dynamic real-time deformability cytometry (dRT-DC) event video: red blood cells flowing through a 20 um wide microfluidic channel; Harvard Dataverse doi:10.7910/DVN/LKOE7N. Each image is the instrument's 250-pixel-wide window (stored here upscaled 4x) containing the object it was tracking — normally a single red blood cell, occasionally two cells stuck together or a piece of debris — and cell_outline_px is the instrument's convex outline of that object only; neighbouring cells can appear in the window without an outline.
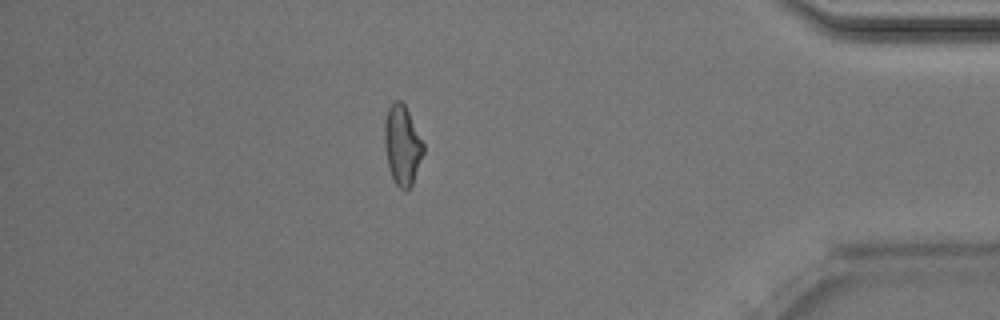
{"species": "Egyptian fruit bat (a non-hibernating species)", "species_latin": "Rousettus aegyptiacus", "temperature_condition": "room temperature", "stored_images_in_passage": 43, "camera_frame_rate_fps": 3000, "um_per_image_px": 0.085, "animal": {"sex": "male"}, "frame": {"image": 1, "passage_image": 37, "time_ms": 12.0, "image_size_px": [1000, 320], "cell_outline_px": [[424, 152], [412, 184], [404, 192], [396, 184], [392, 176], [388, 164], [384, 148], [384, 124], [388, 108], [396, 100], [400, 100], [404, 104], [424, 144]], "centroid_in_image_um": [34.18, 12.34], "position_along_channel_um": 401.0, "area_um2": 17.8}, "authors_computed_cell_mechanics": {"area_um2": 18.3226, "velocity_mm_per_s": 4.0419, "shape_relaxation_time_tau1_ms": 4.9851, "shape_relaxation_time_tau2_ms": 2.1283, "deformation_change_tau1": 0.1718, "deformation_change_tau2": 0.1028}}